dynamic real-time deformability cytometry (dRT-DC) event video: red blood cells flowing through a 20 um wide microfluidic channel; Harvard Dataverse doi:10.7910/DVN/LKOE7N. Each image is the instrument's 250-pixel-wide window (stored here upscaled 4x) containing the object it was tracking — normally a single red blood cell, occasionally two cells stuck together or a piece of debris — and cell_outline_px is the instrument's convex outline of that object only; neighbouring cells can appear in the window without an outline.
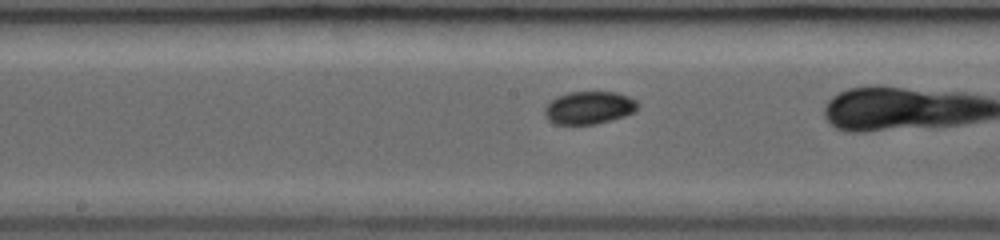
{"species": "common noctule bat (a hibernating species)", "species_latin": "Nyctalus noctula", "temperature_condition": "room temperature", "stored_images_in_passage": 23, "camera_frame_rate_fps": 3000, "um_per_image_px": 0.085, "animal": {"sex": "female", "body_mass_g": 19.0, "forearm_length_mm": 53.3}, "frame": {"image": 1, "passage_image": 10, "time_ms": 3.0, "image_size_px": [1000, 240], "cell_outline_px": [[640, 104], [636, 112], [624, 116], [596, 124], [556, 124], [548, 120], [544, 116], [544, 108], [556, 96], [568, 92], [616, 92], [628, 96], [636, 100]], "centroid_in_image_um": [50.08, 9.15], "position_along_channel_um": 198.1, "area_um2": 17.92}}